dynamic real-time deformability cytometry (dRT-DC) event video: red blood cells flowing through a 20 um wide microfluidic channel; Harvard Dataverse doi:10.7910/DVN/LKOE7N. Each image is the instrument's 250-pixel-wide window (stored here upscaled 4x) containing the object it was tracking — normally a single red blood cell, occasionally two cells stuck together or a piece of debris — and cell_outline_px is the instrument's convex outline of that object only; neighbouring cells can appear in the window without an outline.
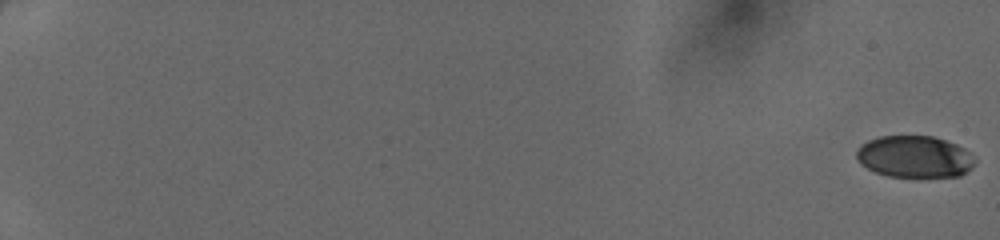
{"species": "human", "species_latin": "Homo sapiens", "temperature_condition": "cold", "stored_images_in_passage": 27, "camera_frame_rate_fps": 3000, "um_per_image_px": 0.085, "donor": {"sex": "female"}, "frame": {"image": 1, "passage_image": 1, "time_ms": 0.0, "image_size_px": [1000, 240], "cell_outline_px": [[976, 160], [972, 168], [960, 176], [920, 180], [916, 180], [888, 176], [876, 172], [860, 164], [856, 156], [856, 152], [860, 144], [868, 140], [880, 136], [932, 136], [956, 144], [972, 152]], "centroid_in_image_um": [77.77, 13.37], "position_along_channel_um": 7.2, "area_um2": 30.0}}
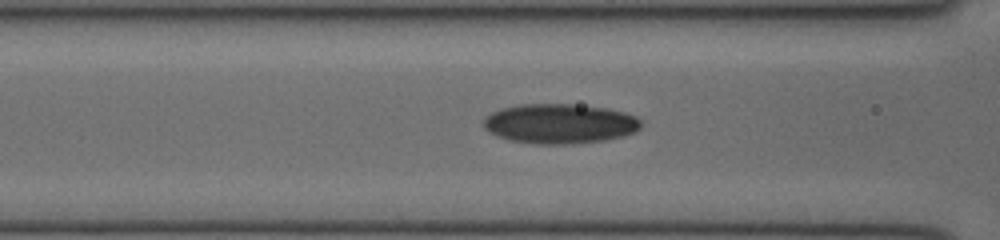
{"frame": {"image": 2, "passage_image": 23, "time_ms": 7.333, "image_size_px": [1000, 240], "cell_outline_px": [[640, 128], [636, 132], [624, 136], [604, 140], [572, 144], [540, 144], [512, 140], [488, 132], [484, 128], [484, 120], [492, 112], [504, 108], [520, 104], [572, 104], [604, 108], [624, 112], [636, 116], [640, 120]], "centroid_in_image_um": [47.61, 10.51], "position_along_channel_um": 119.0, "area_um2": 36.24}}
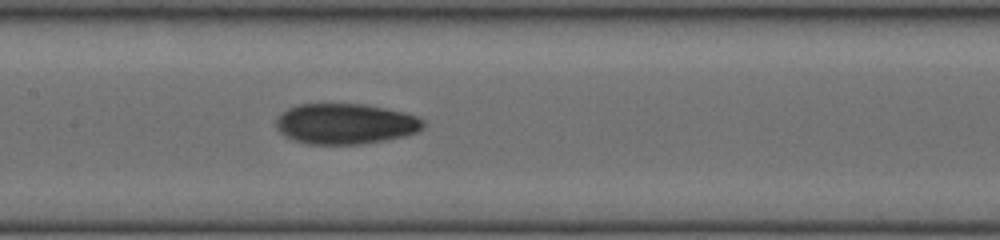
{"frame": {"image": 3, "passage_image": 27, "time_ms": 8.667, "image_size_px": [1000, 240], "cell_outline_px": [[424, 128], [416, 132], [404, 136], [384, 140], [360, 144], [308, 144], [296, 140], [280, 132], [276, 124], [276, 120], [288, 108], [296, 104], [364, 104], [404, 112], [416, 116], [424, 120]], "centroid_in_image_um": [29.39, 10.52], "position_along_channel_um": 178.0, "area_um2": 34.51}}